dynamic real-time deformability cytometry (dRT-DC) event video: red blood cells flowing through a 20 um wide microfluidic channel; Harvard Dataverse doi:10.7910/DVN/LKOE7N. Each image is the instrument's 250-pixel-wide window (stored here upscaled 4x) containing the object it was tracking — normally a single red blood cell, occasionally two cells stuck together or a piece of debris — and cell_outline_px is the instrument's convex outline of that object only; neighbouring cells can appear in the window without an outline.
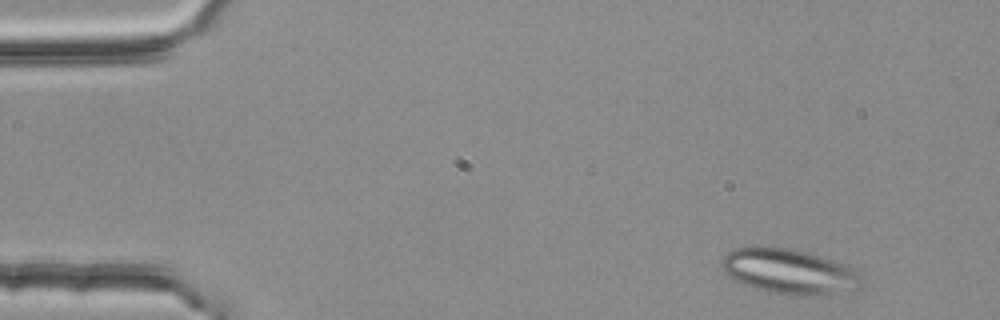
{"species": "common noctule bat (a hibernating species)", "species_latin": "Nyctalus noctula", "temperature_condition": "room temperature", "stored_images_in_passage": 4, "camera_frame_rate_fps": 3000, "um_per_image_px": 0.085, "animal": {"sex": "female", "body_mass_g": 25.1}, "frame": {"image": 1, "passage_image": 1, "time_ms": 0.0, "image_size_px": [1000, 320], "cell_outline_px": [[860, 288], [856, 292], [828, 296], [788, 296], [756, 288], [732, 280], [724, 272], [720, 264], [724, 256], [728, 252], [736, 248], [788, 248], [820, 256], [856, 268], [860, 272]], "centroid_in_image_um": [67.17, 23.14], "position_along_channel_um": 17.8, "area_um2": 37.17}}